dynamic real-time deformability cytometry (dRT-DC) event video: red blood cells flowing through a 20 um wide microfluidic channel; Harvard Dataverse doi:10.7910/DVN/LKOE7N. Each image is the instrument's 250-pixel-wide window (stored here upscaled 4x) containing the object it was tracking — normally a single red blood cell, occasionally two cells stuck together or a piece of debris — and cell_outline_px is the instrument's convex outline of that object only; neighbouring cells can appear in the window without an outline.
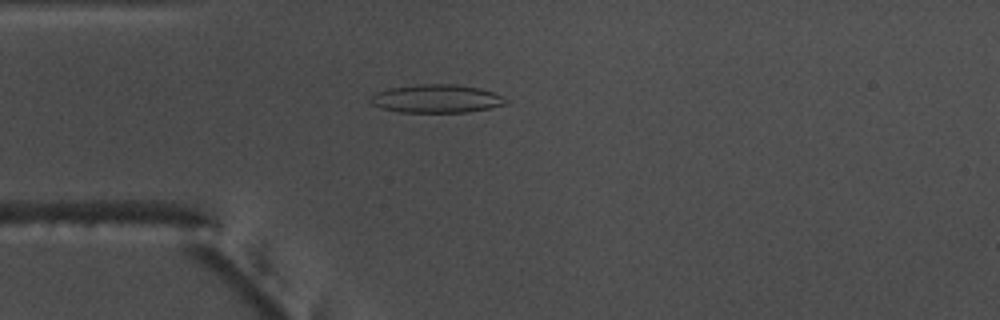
{"species": "common noctule bat (a hibernating species)", "species_latin": "Nyctalus noctula", "temperature_condition": "warm", "stored_images_in_passage": 43, "camera_frame_rate_fps": 3000, "um_per_image_px": 0.085, "animal": {"sex": "male", "body_mass_g": 17.5, "forearm_length_mm": 52.3}, "frame": {"image": 1, "passage_image": 14, "time_ms": 4.333, "image_size_px": [1000, 320], "cell_outline_px": [[512, 100], [508, 104], [468, 112], [400, 112], [380, 108], [372, 104], [368, 100], [376, 92], [388, 88], [420, 84], [456, 84], [480, 88], [504, 96]], "centroid_in_image_um": [37.14, 8.39], "position_along_channel_um": 47.9, "area_um2": 22.54}}
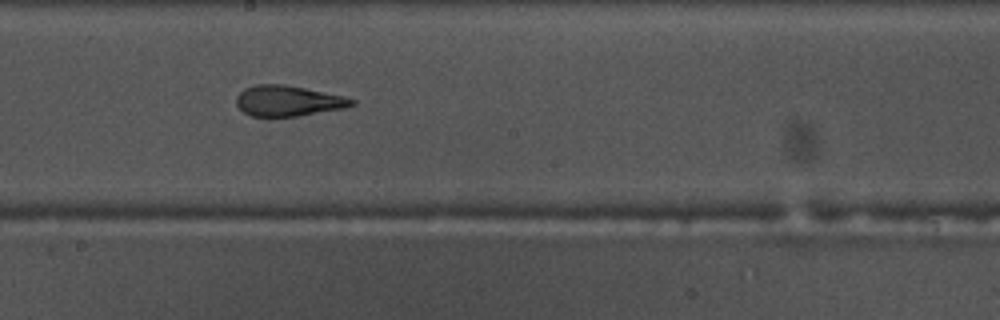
{"frame": {"image": 2, "passage_image": 29, "time_ms": 9.333, "image_size_px": [1000, 320], "cell_outline_px": [[356, 104], [344, 108], [300, 116], [268, 120], [252, 116], [244, 112], [236, 104], [236, 96], [244, 88], [256, 84], [284, 84], [344, 96], [356, 100]], "centroid_in_image_um": [24.45, 8.61], "position_along_channel_um": 223.7, "area_um2": 21.27}}
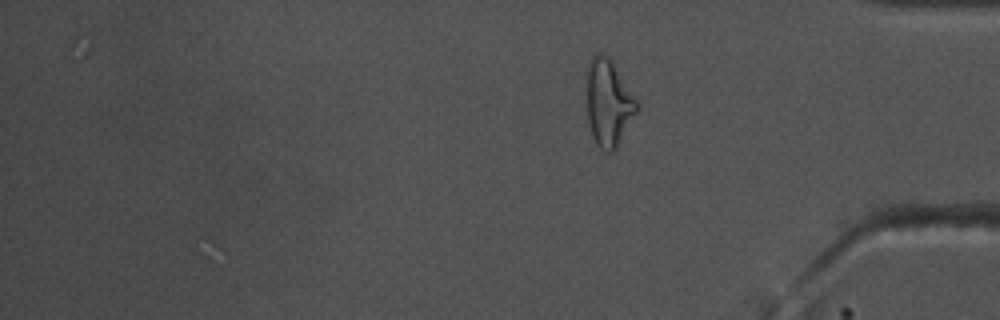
{"frame": {"image": 3, "passage_image": 43, "time_ms": 14.0, "image_size_px": [1000, 320], "cell_outline_px": [[640, 112], [616, 148], [612, 152], [604, 152], [596, 144], [592, 136], [588, 120], [588, 64], [592, 56], [596, 52], [600, 52], [608, 56], [636, 96], [640, 104]], "centroid_in_image_um": [51.79, 8.77], "position_along_channel_um": 383.4, "area_um2": 25.78}, "authors_computed_cell_mechanics": {"area_um2": 21.2704, "velocity_mm_per_s": 3.7537, "shape_relaxation_time_tau1_ms": 6.7527, "shape_relaxation_time_tau2_ms": 2.2819, "deformation_change_tau1": 0.2467, "deformation_change_tau2": 0.1275}}